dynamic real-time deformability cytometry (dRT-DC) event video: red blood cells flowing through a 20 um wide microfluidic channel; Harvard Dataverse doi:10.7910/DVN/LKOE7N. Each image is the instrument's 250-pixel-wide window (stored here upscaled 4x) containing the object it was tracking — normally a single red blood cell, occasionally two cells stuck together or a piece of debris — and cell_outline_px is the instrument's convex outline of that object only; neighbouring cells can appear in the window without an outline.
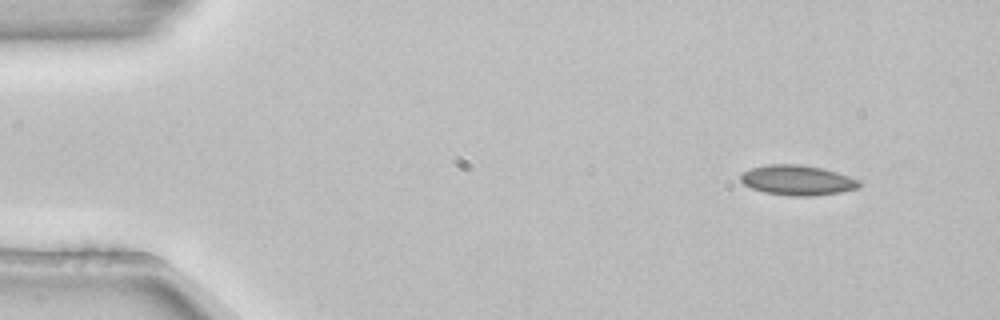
{"species": "common noctule bat (a hibernating species)", "species_latin": "Nyctalus noctula", "temperature_condition": "room temperature", "stored_images_in_passage": 3, "camera_frame_rate_fps": 3000, "um_per_image_px": 0.085, "animal": {"sex": "female", "body_mass_g": 22.7, "forearm_length_mm": 54.2}, "frame": {"image": 1, "passage_image": 1, "time_ms": 0.0, "image_size_px": [1000, 320], "cell_outline_px": [[860, 188], [840, 192], [812, 196], [788, 196], [764, 192], [752, 188], [744, 184], [740, 180], [740, 176], [744, 172], [752, 168], [768, 164], [800, 164], [824, 168], [860, 180]], "centroid_in_image_um": [67.79, 15.32], "position_along_channel_um": 17.2, "area_um2": 20.81}}